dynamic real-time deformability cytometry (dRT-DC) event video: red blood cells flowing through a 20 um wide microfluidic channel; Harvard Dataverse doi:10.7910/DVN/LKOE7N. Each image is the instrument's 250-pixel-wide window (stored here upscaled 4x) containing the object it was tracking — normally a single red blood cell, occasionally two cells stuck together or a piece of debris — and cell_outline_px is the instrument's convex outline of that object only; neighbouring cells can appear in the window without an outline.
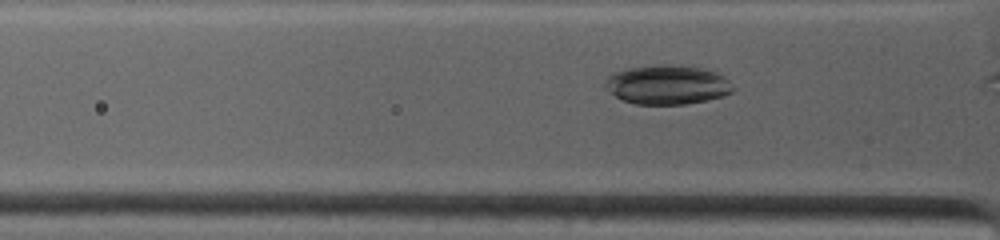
{"species": "common noctule bat (a hibernating species)", "species_latin": "Nyctalus noctula", "temperature_condition": "warm", "stored_images_in_passage": 9, "camera_frame_rate_fps": 4500, "um_per_image_px": 0.085, "animal": {"sex": "female", "body_mass_g": 19.0, "forearm_length_mm": 53.3}, "frame": {"image": 1, "passage_image": 4, "time_ms": 0.889, "image_size_px": [1000, 240], "cell_outline_px": [[736, 88], [732, 92], [724, 96], [684, 104], [636, 104], [624, 100], [616, 96], [604, 84], [604, 80], [608, 76], [616, 72], [632, 68], [656, 64], [668, 64], [700, 68], [716, 72], [724, 76]], "centroid_in_image_um": [56.76, 7.2], "position_along_channel_um": 69.0, "area_um2": 28.96}}
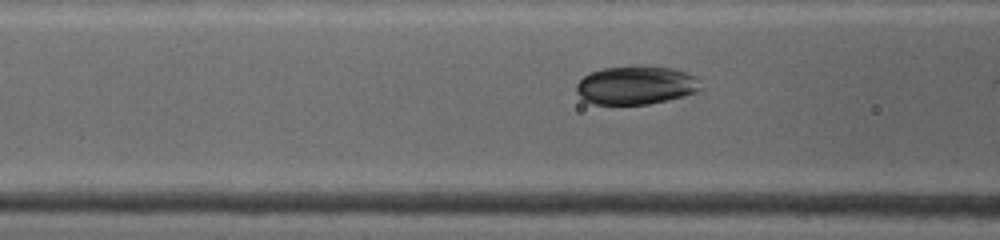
{"frame": {"image": 2, "passage_image": 8, "time_ms": 2.0, "image_size_px": [1000, 240], "cell_outline_px": [[700, 88], [696, 92], [668, 100], [648, 104], [592, 104], [584, 100], [576, 92], [576, 84], [584, 76], [592, 72], [604, 68], [640, 64], [644, 64], [672, 68], [696, 76]], "centroid_in_image_um": [54.03, 7.22], "position_along_channel_um": 112.6, "area_um2": 28.09}}